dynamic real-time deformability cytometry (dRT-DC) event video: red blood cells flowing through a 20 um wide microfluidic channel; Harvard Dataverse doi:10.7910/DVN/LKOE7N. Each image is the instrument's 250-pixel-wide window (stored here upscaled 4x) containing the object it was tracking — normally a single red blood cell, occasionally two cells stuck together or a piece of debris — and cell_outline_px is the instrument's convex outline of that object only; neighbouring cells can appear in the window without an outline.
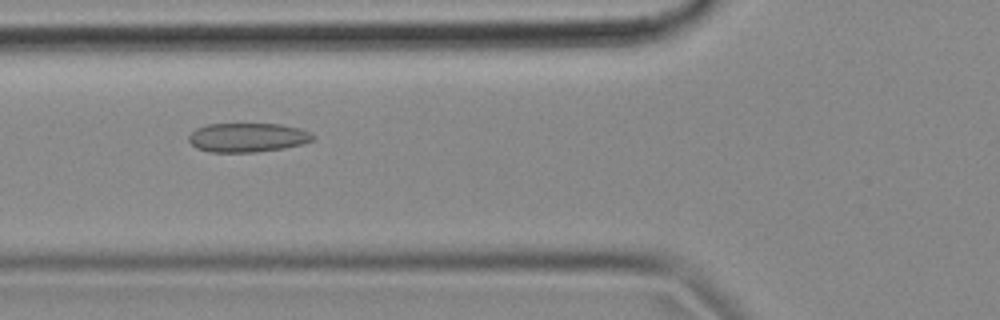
{"species": "common noctule bat (a hibernating species)", "species_latin": "Nyctalus noctula", "temperature_condition": "cold", "stored_images_in_passage": 53, "camera_frame_rate_fps": 3000, "um_per_image_px": 0.085, "animal": {"sex": "female", "body_mass_g": 18.4}, "frame": {"image": 1, "passage_image": 19, "time_ms": 6.0, "image_size_px": [1000, 320], "cell_outline_px": [[316, 140], [304, 144], [284, 148], [256, 152], [208, 152], [196, 148], [188, 140], [188, 136], [196, 128], [208, 124], [280, 124], [300, 128], [312, 132], [316, 136]], "centroid_in_image_um": [21.1, 11.69], "position_along_channel_um": 104.7, "area_um2": 21.39}}
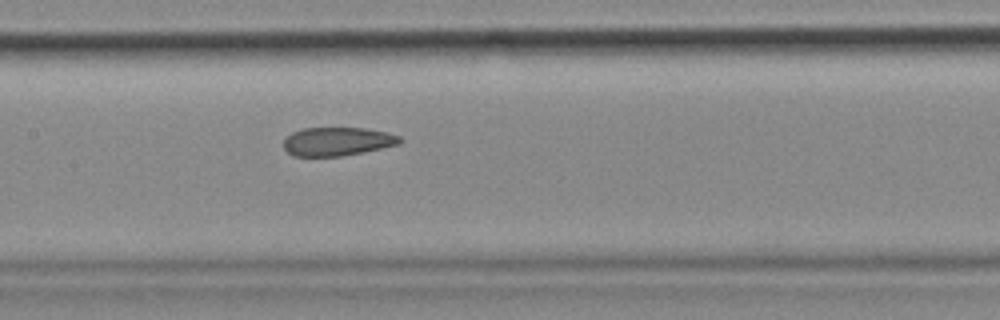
{"frame": {"image": 2, "passage_image": 25, "time_ms": 8.0, "image_size_px": [1000, 320], "cell_outline_px": [[404, 140], [400, 144], [364, 152], [340, 156], [292, 156], [284, 148], [284, 140], [292, 132], [304, 128], [364, 128], [388, 132], [400, 136]], "centroid_in_image_um": [28.71, 12.02], "position_along_channel_um": 178.7, "area_um2": 19.42}}
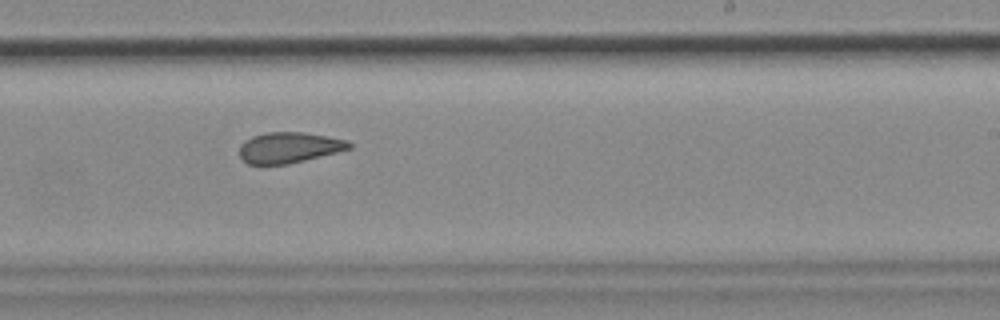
{"frame": {"image": 3, "passage_image": 32, "time_ms": 10.333, "image_size_px": [1000, 320], "cell_outline_px": [[352, 148], [288, 164], [248, 164], [240, 156], [240, 144], [244, 140], [252, 136], [268, 132], [304, 132], [348, 140], [352, 144]], "centroid_in_image_um": [24.56, 12.53], "position_along_channel_um": 264.4, "area_um2": 19.54}, "authors_computed_cell_mechanics": {"area_um2": 21.2126, "velocity_mm_per_s": 3.6971, "shape_relaxation_time_tau1_ms": null, "shape_relaxation_time_tau2_ms": 2.3028, "deformation_change_tau1": null, "deformation_change_tau2": 0.0928}}